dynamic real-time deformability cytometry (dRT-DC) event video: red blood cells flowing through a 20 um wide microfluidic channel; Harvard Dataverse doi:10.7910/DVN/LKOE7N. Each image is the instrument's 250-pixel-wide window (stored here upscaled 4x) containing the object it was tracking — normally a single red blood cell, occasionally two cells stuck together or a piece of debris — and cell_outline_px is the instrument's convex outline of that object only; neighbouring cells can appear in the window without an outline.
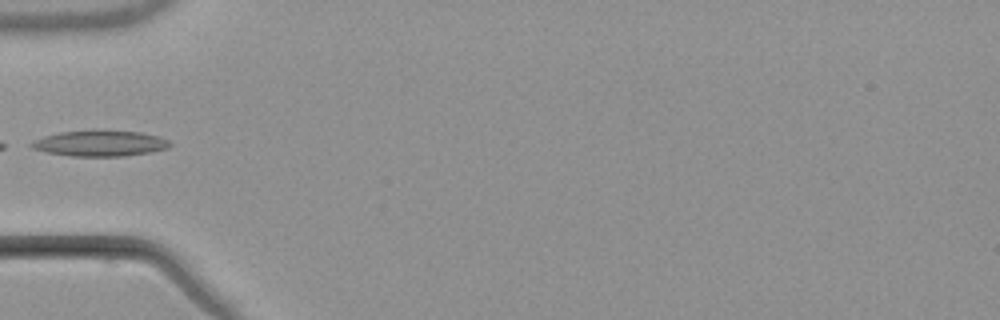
{"species": "common noctule bat (a hibernating species)", "species_latin": "Nyctalus noctula", "temperature_condition": "warm", "stored_images_in_passage": 5, "camera_frame_rate_fps": 3000, "um_per_image_px": 0.085, "animal": {"sex": "male", "body_mass_g": 21.5, "forearm_length_mm": 52.0}, "frame": {"image": 1, "passage_image": 5, "time_ms": 4.667, "image_size_px": [1000, 320], "cell_outline_px": [[172, 144], [168, 148], [148, 152], [124, 156], [72, 156], [48, 152], [32, 148], [28, 144], [32, 140], [44, 136], [60, 132], [92, 128], [96, 128], [140, 132], [160, 136], [168, 140]], "centroid_in_image_um": [8.49, 12.14], "position_along_channel_um": 76.5, "area_um2": 21.39}}